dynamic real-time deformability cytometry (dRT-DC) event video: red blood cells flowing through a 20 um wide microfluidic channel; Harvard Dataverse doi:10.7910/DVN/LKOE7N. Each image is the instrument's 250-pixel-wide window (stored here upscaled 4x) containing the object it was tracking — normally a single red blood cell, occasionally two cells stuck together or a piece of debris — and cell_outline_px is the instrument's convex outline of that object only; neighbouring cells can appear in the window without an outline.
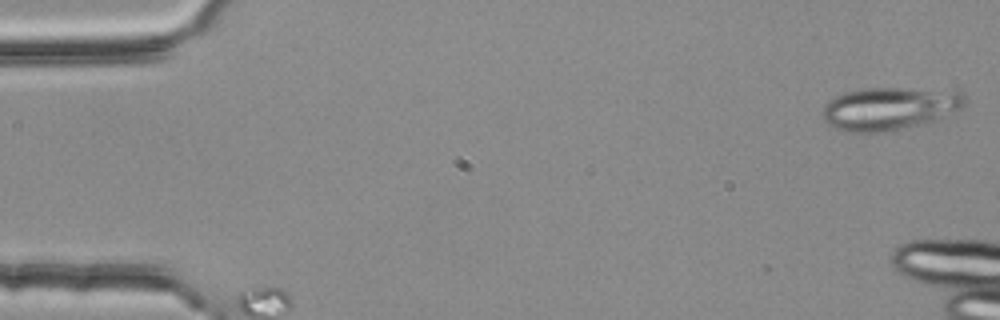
{"species": "common noctule bat (a hibernating species)", "species_latin": "Nyctalus noctula", "temperature_condition": "room temperature", "stored_images_in_passage": 5, "camera_frame_rate_fps": 3000, "um_per_image_px": 0.085, "animal": {"sex": "female", "body_mass_g": 25.1}, "frame": {"image": 1, "passage_image": 1, "time_ms": 0.0, "image_size_px": [1000, 320], "cell_outline_px": [[964, 104], [960, 108], [940, 120], [928, 124], [884, 132], [844, 132], [828, 124], [824, 120], [820, 112], [824, 104], [832, 96], [844, 92], [860, 88], [956, 88], [964, 96]], "centroid_in_image_um": [75.63, 9.21], "position_along_channel_um": 9.4, "area_um2": 36.82}}